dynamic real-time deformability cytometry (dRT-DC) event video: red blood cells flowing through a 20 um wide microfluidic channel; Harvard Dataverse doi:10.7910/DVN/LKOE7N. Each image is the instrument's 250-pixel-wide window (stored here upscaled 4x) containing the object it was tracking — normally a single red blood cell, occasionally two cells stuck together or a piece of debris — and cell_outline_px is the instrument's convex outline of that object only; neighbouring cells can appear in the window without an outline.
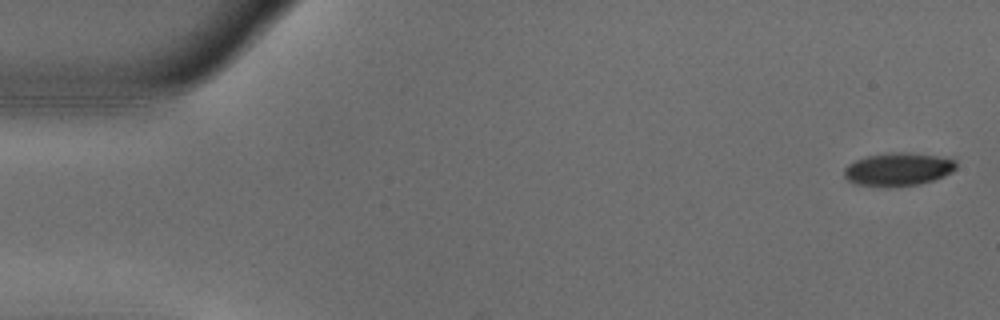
{"species": "common noctule bat (a hibernating species)", "species_latin": "Nyctalus noctula", "temperature_condition": "warm", "stored_images_in_passage": 55, "camera_frame_rate_fps": 3000, "um_per_image_px": 0.085, "animal": {"sex": "male", "body_mass_g": 18.8}, "frame": {"image": 1, "passage_image": 2, "time_ms": 0.333, "image_size_px": [1000, 320], "cell_outline_px": [[956, 168], [952, 172], [944, 176], [932, 180], [916, 184], [888, 188], [884, 188], [856, 184], [848, 180], [844, 176], [844, 168], [848, 164], [856, 160], [868, 156], [892, 152], [908, 152], [936, 156], [956, 160]], "centroid_in_image_um": [76.31, 14.4], "position_along_channel_um": 8.7, "area_um2": 21.68}}
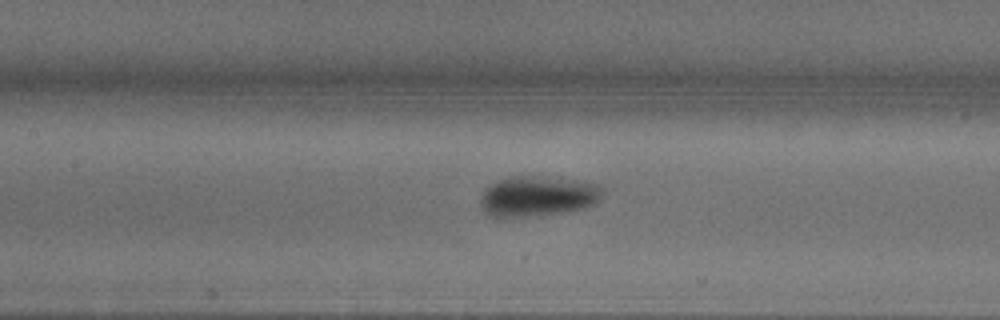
{"frame": {"image": 2, "passage_image": 25, "time_ms": 8.0, "image_size_px": [1000, 320], "cell_outline_px": [[600, 196], [596, 204], [584, 208], [568, 212], [540, 216], [492, 216], [484, 212], [480, 204], [480, 200], [484, 188], [496, 180], [508, 176], [532, 176], [572, 180], [596, 184], [600, 188]], "centroid_in_image_um": [45.64, 16.69], "position_along_channel_um": 161.8, "area_um2": 28.61}}
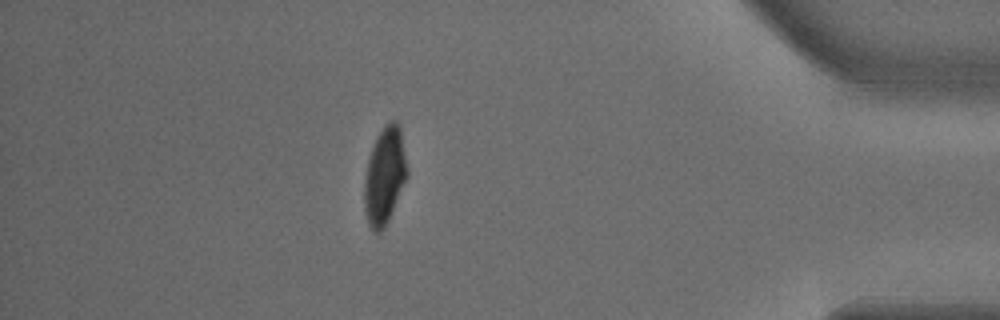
{"frame": {"image": 3, "passage_image": 48, "time_ms": 15.667, "image_size_px": [1000, 320], "cell_outline_px": [[408, 176], [388, 220], [384, 228], [380, 232], [372, 232], [368, 224], [364, 208], [364, 180], [368, 160], [376, 136], [384, 124], [388, 120], [396, 120], [400, 128], [408, 168]], "centroid_in_image_um": [32.69, 14.93], "position_along_channel_um": 402.5, "area_um2": 24.39}, "authors_computed_cell_mechanics": {"area_um2": 24.7962, "velocity_mm_per_s": 3.7109, "shape_relaxation_time_tau1_ms": 4.972, "shape_relaxation_time_tau2_ms": null, "deformation_change_tau1": 0.1873, "deformation_change_tau2": null}}